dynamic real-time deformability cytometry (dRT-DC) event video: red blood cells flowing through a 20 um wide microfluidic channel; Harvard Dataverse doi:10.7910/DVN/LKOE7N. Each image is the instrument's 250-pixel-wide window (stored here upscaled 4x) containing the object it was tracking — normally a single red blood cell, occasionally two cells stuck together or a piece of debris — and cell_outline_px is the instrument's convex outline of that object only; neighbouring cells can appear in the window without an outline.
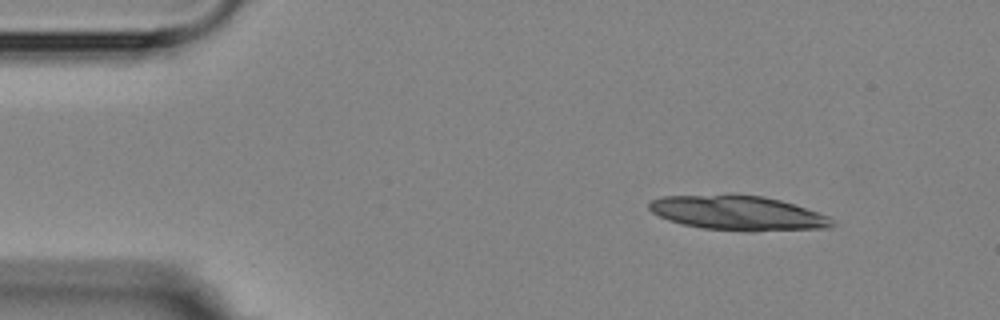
{"species": "Egyptian fruit bat (a non-hibernating species)", "species_latin": "Rousettus aegyptiacus", "temperature_condition": "room temperature", "stored_images_in_passage": 3, "camera_frame_rate_fps": 3000, "um_per_image_px": 0.085, "animal": {"sex": "female"}, "frame": {"image": 1, "passage_image": 1, "time_ms": 0.0, "image_size_px": [1000, 320], "cell_outline_px": [[836, 224], [832, 228], [752, 232], [748, 232], [704, 228], [684, 224], [668, 220], [652, 212], [648, 208], [648, 204], [652, 200], [660, 196], [732, 192], [764, 196], [780, 200], [828, 216]], "centroid_in_image_um": [62.7, 18.08], "position_along_channel_um": 22.3, "area_um2": 37.86}}